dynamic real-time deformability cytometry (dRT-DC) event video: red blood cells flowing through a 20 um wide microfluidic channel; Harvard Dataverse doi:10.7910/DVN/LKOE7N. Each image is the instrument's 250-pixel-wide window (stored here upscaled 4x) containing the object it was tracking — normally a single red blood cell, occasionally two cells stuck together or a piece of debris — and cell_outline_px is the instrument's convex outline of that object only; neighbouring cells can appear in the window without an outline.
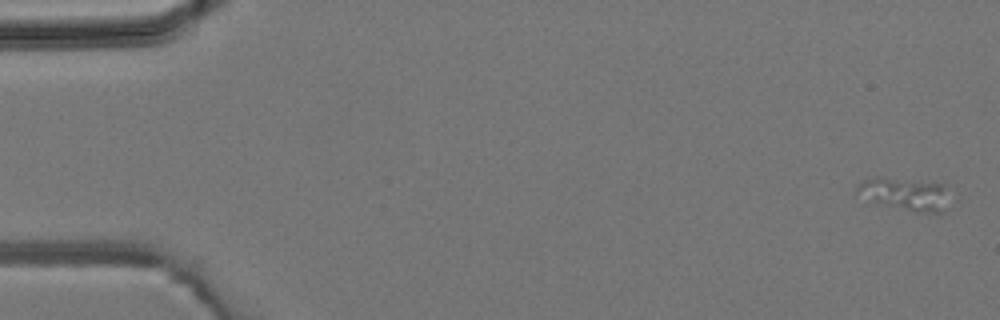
{"species": "common noctule bat (a hibernating species)", "species_latin": "Nyctalus noctula", "temperature_condition": "room temperature", "stored_images_in_passage": 4, "camera_frame_rate_fps": 3000, "um_per_image_px": 0.085, "animal": {"sex": "male", "body_mass_g": 19.2, "forearm_length_mm": 51.8}, "frame": {"image": 1, "passage_image": 4, "time_ms": 4.333, "image_size_px": [1000, 320], "cell_outline_px": [[944, 184], [940, 212], [912, 212], [872, 200], [856, 192], [856, 188], [864, 180], [880, 176], [944, 180]], "centroid_in_image_um": [76.9, 16.39], "position_along_channel_um": 8.1, "area_um2": 17.28}}